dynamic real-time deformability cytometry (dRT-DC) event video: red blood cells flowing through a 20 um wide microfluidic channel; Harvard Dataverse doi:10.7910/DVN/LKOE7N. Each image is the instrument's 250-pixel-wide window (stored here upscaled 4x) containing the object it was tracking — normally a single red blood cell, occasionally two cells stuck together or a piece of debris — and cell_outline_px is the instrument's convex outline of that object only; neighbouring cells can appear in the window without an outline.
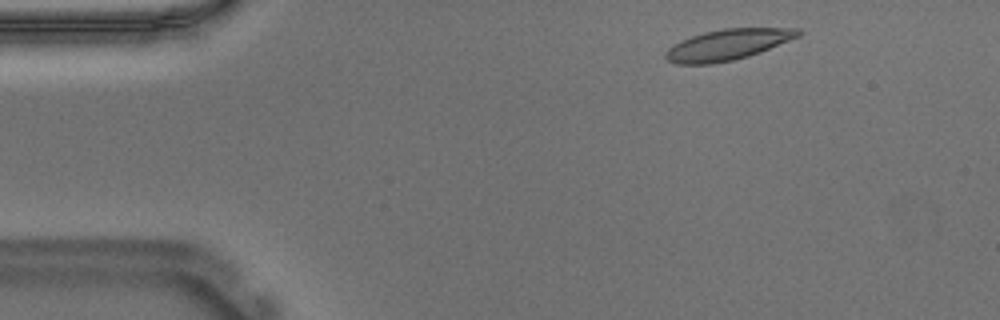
{"species": "Egyptian fruit bat (a non-hibernating species)", "species_latin": "Rousettus aegyptiacus", "temperature_condition": "warm", "stored_images_in_passage": 49, "camera_frame_rate_fps": 3000, "um_per_image_px": 0.085, "animal": {"sex": "male"}, "frame": {"image": 1, "passage_image": 2, "time_ms": 0.333, "image_size_px": [1000, 320], "cell_outline_px": [[804, 32], [800, 36], [760, 52], [748, 56], [732, 60], [712, 64], [676, 64], [668, 60], [664, 56], [664, 52], [672, 44], [692, 36], [704, 32], [724, 28], [800, 28]], "centroid_in_image_um": [61.85, 3.79], "position_along_channel_um": 23.1, "area_um2": 23.87}}
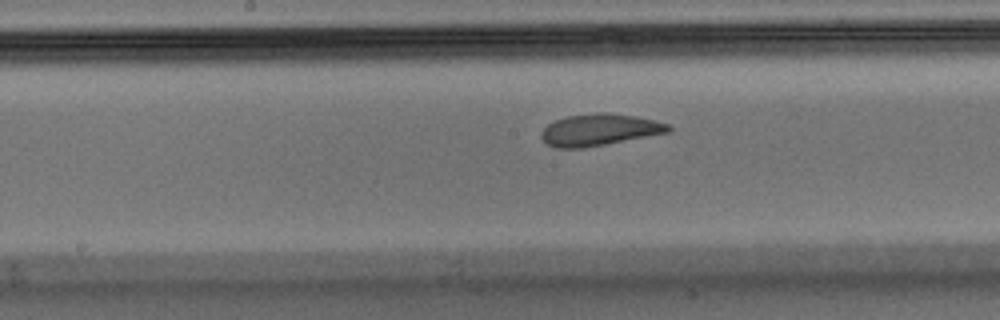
{"frame": {"image": 2, "passage_image": 22, "time_ms": 7.0, "image_size_px": [1000, 320], "cell_outline_px": [[672, 128], [668, 132], [584, 148], [556, 148], [548, 144], [540, 136], [540, 132], [548, 124], [556, 120], [568, 116], [600, 112], [604, 112], [632, 116], [672, 124]], "centroid_in_image_um": [50.93, 11.04], "position_along_channel_um": 197.3, "area_um2": 23.18}}
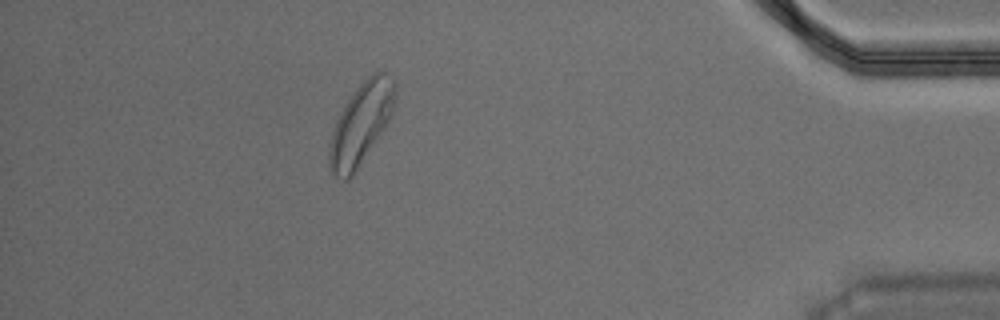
{"frame": {"image": 3, "passage_image": 43, "time_ms": 14.0, "image_size_px": [1000, 320], "cell_outline_px": [[396, 96], [392, 112], [384, 128], [356, 172], [348, 180], [344, 180], [336, 176], [328, 168], [328, 144], [332, 128], [344, 104], [356, 88], [372, 72], [384, 72], [396, 80]], "centroid_in_image_um": [30.66, 10.52], "position_along_channel_um": 404.5, "area_um2": 31.5}, "authors_computed_cell_mechanics": {"area_um2": 23.9292, "velocity_mm_per_s": 3.6598, "shape_relaxation_time_tau1_ms": 3.6503, "shape_relaxation_time_tau2_ms": 1.6854, "deformation_change_tau1": 0.1549, "deformation_change_tau2": 0.09}}